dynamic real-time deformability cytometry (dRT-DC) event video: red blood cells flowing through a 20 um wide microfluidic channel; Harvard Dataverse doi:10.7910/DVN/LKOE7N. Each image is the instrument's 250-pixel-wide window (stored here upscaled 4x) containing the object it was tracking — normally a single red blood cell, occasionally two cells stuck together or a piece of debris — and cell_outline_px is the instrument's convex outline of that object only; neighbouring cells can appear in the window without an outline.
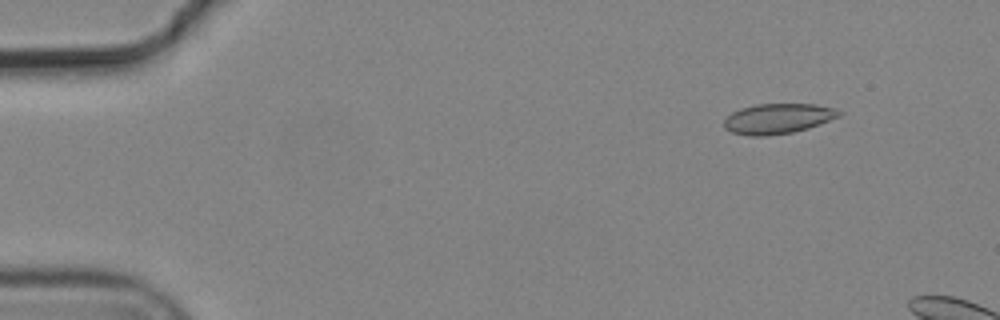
{"species": "common noctule bat (a hibernating species)", "species_latin": "Nyctalus noctula", "temperature_condition": "cold", "stored_images_in_passage": 6, "camera_frame_rate_fps": 3000, "um_per_image_px": 0.085, "animal": {"sex": "male", "body_mass_g": 19.2, "forearm_length_mm": 51.8}, "frame": {"image": 1, "passage_image": 6, "time_ms": 1.667, "image_size_px": [1000, 320], "cell_outline_px": [[844, 112], [840, 116], [820, 124], [808, 128], [792, 132], [768, 136], [748, 136], [732, 132], [724, 128], [724, 120], [732, 112], [740, 108], [756, 104], [816, 104], [836, 108]], "centroid_in_image_um": [66.14, 10.08], "position_along_channel_um": 18.9, "area_um2": 20.4}}